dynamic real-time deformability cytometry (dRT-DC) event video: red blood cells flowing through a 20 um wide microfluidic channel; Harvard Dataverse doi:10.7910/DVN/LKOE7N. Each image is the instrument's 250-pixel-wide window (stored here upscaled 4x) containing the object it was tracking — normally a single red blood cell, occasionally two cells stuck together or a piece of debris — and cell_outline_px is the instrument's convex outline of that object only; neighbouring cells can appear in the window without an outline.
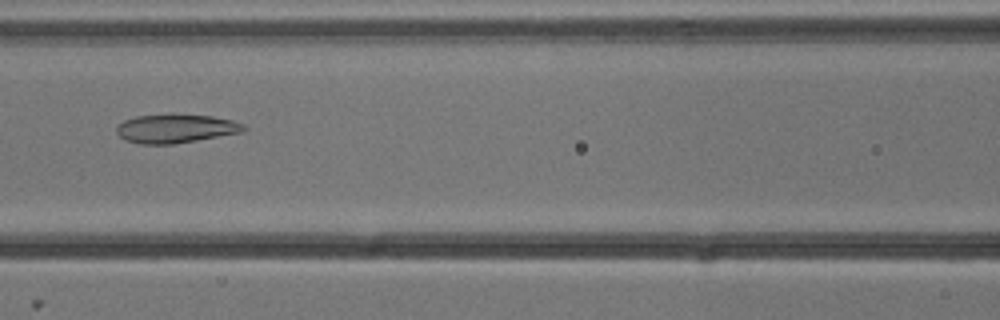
{"species": "common noctule bat (a hibernating species)", "species_latin": "Nyctalus noctula", "temperature_condition": "cold", "stored_images_in_passage": 3, "camera_frame_rate_fps": 3000, "um_per_image_px": 0.085, "animal": {"sex": "male", "body_mass_g": 13.3}, "frame": {"image": 1, "passage_image": 3, "time_ms": 0.667, "image_size_px": [1000, 320], "cell_outline_px": [[248, 128], [244, 132], [172, 144], [140, 144], [124, 140], [116, 132], [116, 128], [124, 120], [136, 116], [172, 112], [212, 116], [232, 120], [244, 124]], "centroid_in_image_um": [14.94, 10.9], "position_along_channel_um": 151.7, "area_um2": 21.85}}